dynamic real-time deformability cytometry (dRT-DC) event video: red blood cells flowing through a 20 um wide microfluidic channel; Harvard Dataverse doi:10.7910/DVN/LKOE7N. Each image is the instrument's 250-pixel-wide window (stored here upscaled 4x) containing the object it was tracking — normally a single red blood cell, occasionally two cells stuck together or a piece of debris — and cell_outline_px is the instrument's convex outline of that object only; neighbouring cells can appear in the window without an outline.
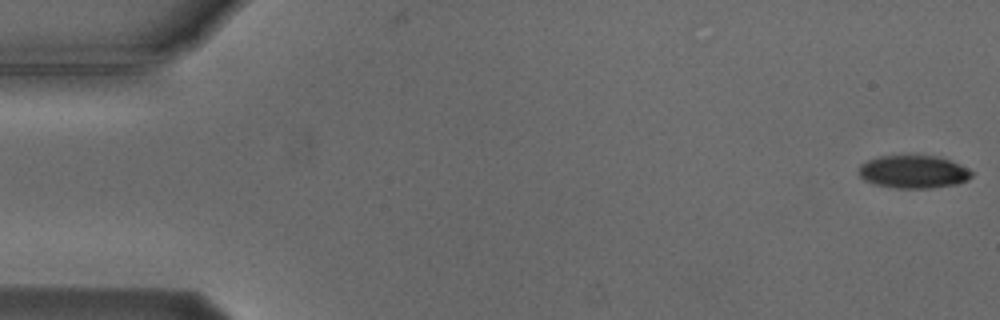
{"species": "Egyptian fruit bat (a non-hibernating species)", "species_latin": "Rousettus aegyptiacus", "temperature_condition": "cold", "stored_images_in_passage": 5, "camera_frame_rate_fps": 3000, "um_per_image_px": 0.085, "animal": {"sex": "male"}, "frame": {"image": 1, "passage_image": 1, "time_ms": 0.0, "image_size_px": [1000, 320], "cell_outline_px": [[972, 176], [968, 180], [956, 184], [932, 188], [896, 188], [872, 184], [864, 180], [860, 176], [860, 164], [868, 160], [880, 156], [940, 156], [968, 168], [972, 172]], "centroid_in_image_um": [77.65, 14.61], "position_along_channel_um": 7.4, "area_um2": 21.62}}
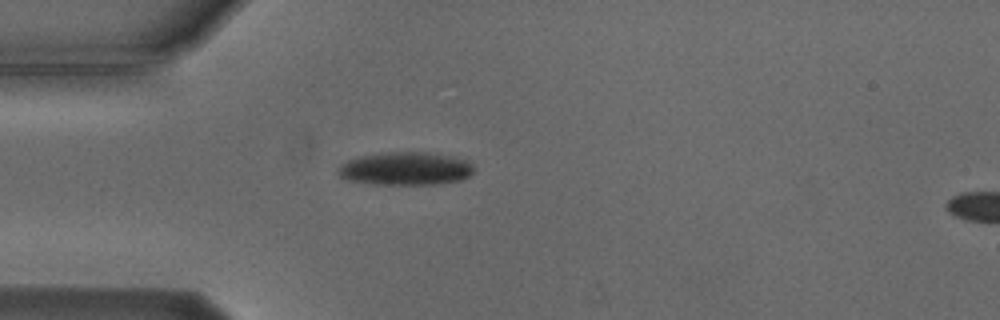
{"frame": {"image": 2, "passage_image": 4, "time_ms": 4.667, "image_size_px": [1000, 320], "cell_outline_px": [[472, 172], [468, 176], [460, 180], [436, 184], [372, 184], [348, 180], [340, 176], [340, 168], [348, 160], [380, 152], [428, 152], [452, 156], [468, 160], [472, 164]], "centroid_in_image_um": [34.52, 14.33], "position_along_channel_um": 50.5, "area_um2": 25.89}}